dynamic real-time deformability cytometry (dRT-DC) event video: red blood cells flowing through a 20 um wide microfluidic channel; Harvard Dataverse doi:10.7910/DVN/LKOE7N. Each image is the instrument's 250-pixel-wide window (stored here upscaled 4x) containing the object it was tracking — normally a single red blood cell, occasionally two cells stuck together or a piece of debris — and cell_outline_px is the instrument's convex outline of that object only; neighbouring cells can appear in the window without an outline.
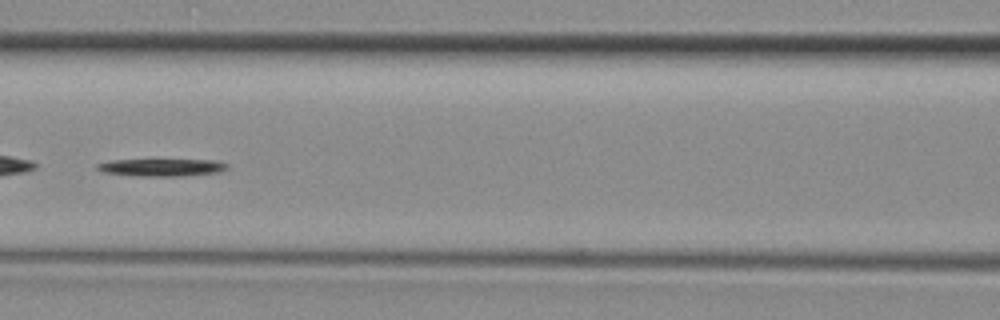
{"species": "common noctule bat (a hibernating species)", "species_latin": "Nyctalus noctula", "temperature_condition": "room temperature", "stored_images_in_passage": 37, "segment_of_instrument_passage": [2, 2], "camera_frame_rate_fps": 3000, "um_per_image_px": 0.085, "animal": {"sex": "female", "body_mass_g": 29.2, "forearm_length_mm": 56.3}, "frame": {"image": 1, "passage_image": 15, "time_ms": 4.667, "image_size_px": [1000, 320], "cell_outline_px": [[228, 168], [220, 172], [184, 176], [136, 176], [104, 172], [96, 168], [96, 164], [112, 160], [216, 160], [228, 164]], "centroid_in_image_um": [13.78, 14.23], "position_along_channel_um": 152.8, "area_um2": 13.18}}
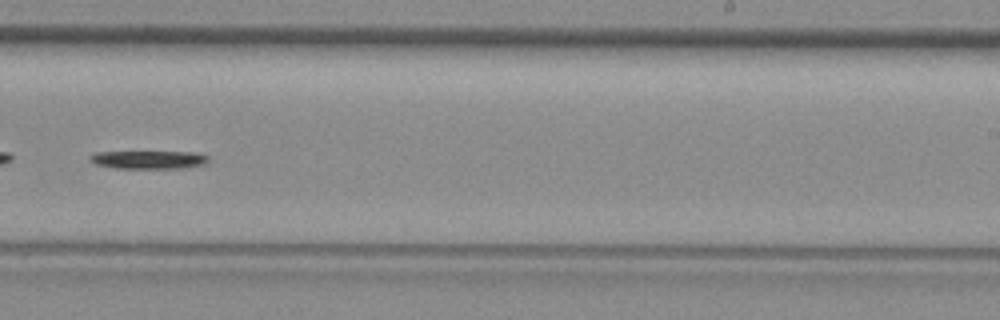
{"frame": {"image": 2, "passage_image": 23, "time_ms": 7.333, "image_size_px": [1000, 320], "cell_outline_px": [[208, 160], [204, 164], [184, 168], [116, 168], [96, 164], [88, 160], [88, 156], [96, 152], [196, 152], [208, 156]], "centroid_in_image_um": [12.62, 13.57], "position_along_channel_um": 276.4, "area_um2": 12.48}}
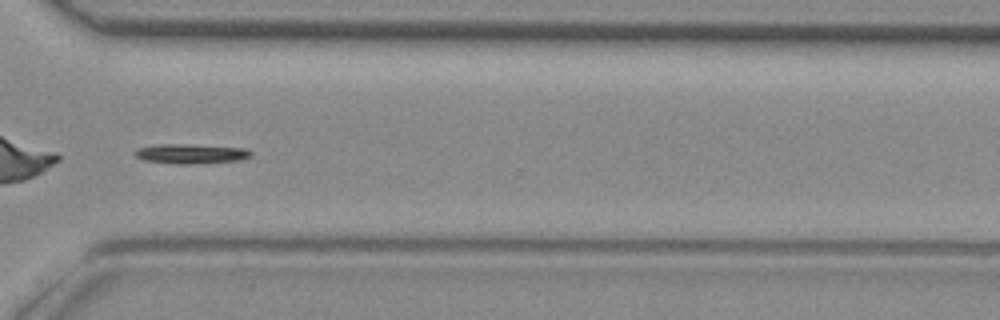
{"frame": {"image": 3, "passage_image": 28, "time_ms": 9.0, "image_size_px": [1000, 320], "cell_outline_px": [[252, 156], [240, 160], [184, 164], [180, 164], [144, 160], [136, 156], [136, 148], [160, 144], [184, 144], [248, 148], [252, 152]], "centroid_in_image_um": [16.27, 13.06], "position_along_channel_um": 354.3, "area_um2": 13.12}}